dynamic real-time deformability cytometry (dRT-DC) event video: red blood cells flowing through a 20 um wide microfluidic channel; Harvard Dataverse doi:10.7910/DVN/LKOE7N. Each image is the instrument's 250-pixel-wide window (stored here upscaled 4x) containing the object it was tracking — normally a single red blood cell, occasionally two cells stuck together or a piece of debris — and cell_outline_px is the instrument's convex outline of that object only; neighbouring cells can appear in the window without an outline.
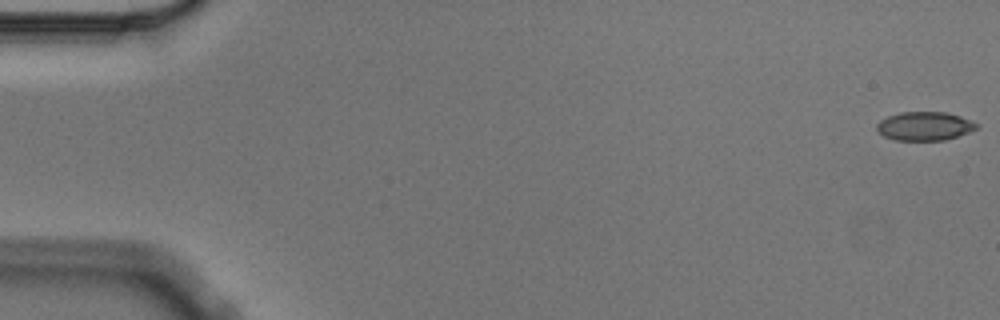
{"species": "Egyptian fruit bat (a non-hibernating species)", "species_latin": "Rousettus aegyptiacus", "temperature_condition": "cold", "stored_images_in_passage": 5, "camera_frame_rate_fps": 3000, "um_per_image_px": 0.085, "animal": {"sex": "male"}, "frame": {"image": 1, "passage_image": 1, "time_ms": 0.0, "image_size_px": [1000, 320], "cell_outline_px": [[980, 128], [944, 140], [896, 140], [884, 136], [876, 128], [876, 124], [880, 120], [888, 116], [900, 112], [948, 112], [972, 120], [980, 124]], "centroid_in_image_um": [78.63, 10.71], "position_along_channel_um": 6.4, "area_um2": 16.76}}
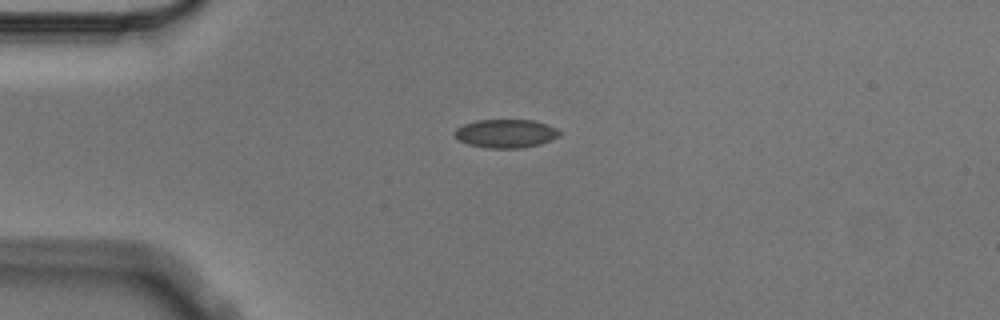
{"frame": {"image": 2, "passage_image": 4, "time_ms": 1.0, "image_size_px": [1000, 320], "cell_outline_px": [[560, 136], [552, 140], [540, 144], [524, 148], [488, 148], [468, 144], [460, 140], [452, 132], [456, 128], [464, 124], [476, 120], [532, 120], [556, 128], [560, 132]], "centroid_in_image_um": [42.99, 11.35], "position_along_channel_um": 42.0, "area_um2": 17.4}}